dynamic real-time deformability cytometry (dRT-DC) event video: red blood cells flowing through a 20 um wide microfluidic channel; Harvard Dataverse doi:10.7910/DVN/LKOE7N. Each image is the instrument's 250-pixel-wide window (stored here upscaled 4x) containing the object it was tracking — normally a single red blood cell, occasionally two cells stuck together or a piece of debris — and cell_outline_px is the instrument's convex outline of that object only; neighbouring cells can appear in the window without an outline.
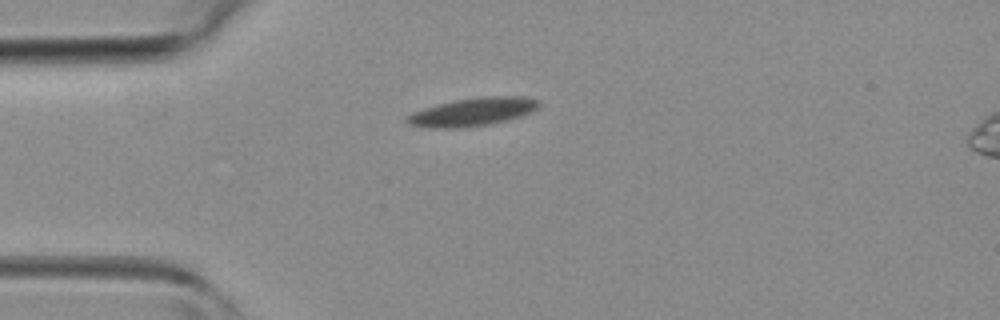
{"species": "common noctule bat (a hibernating species)", "species_latin": "Nyctalus noctula", "temperature_condition": "room temperature", "stored_images_in_passage": 37, "camera_frame_rate_fps": 3000, "um_per_image_px": 0.085, "animal": {"sex": "female", "body_mass_g": 19.3, "forearm_length_mm": 54.1}, "frame": {"image": 1, "passage_image": 1, "time_ms": 0.0, "image_size_px": [1000, 320], "cell_outline_px": [[540, 104], [532, 112], [524, 116], [508, 120], [488, 124], [460, 128], [424, 128], [408, 124], [404, 120], [404, 116], [412, 112], [424, 108], [456, 100], [484, 96], [524, 96], [540, 100]], "centroid_in_image_um": [40.17, 9.52], "position_along_channel_um": 44.8, "area_um2": 21.91}}
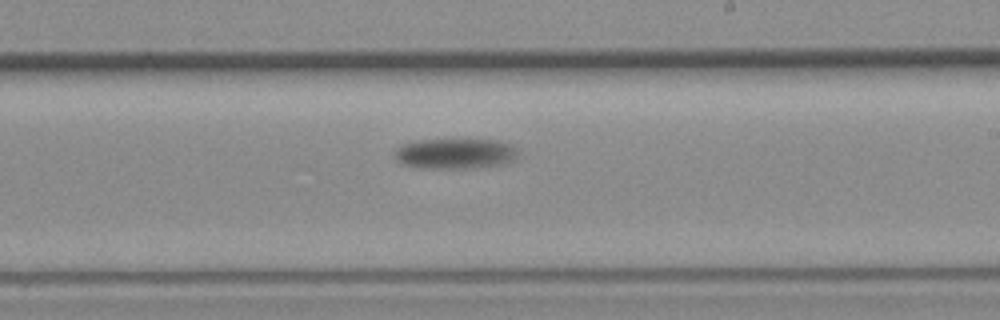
{"frame": {"image": 2, "passage_image": 17, "time_ms": 5.333, "image_size_px": [1000, 320], "cell_outline_px": [[516, 160], [504, 164], [468, 168], [416, 168], [404, 164], [396, 156], [396, 152], [404, 144], [420, 140], [496, 140], [508, 144], [516, 152]], "centroid_in_image_um": [38.72, 13.07], "position_along_channel_um": 250.3, "area_um2": 21.27}}
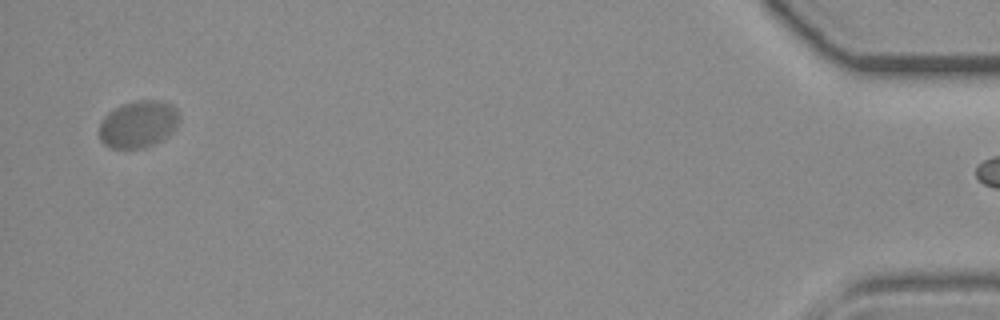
{"frame": {"image": 3, "passage_image": 36, "time_ms": 11.667, "image_size_px": [1000, 320], "cell_outline_px": [[180, 120], [176, 128], [168, 136], [144, 148], [112, 148], [104, 144], [100, 140], [100, 120], [108, 112], [124, 104], [136, 100], [160, 100], [172, 104], [176, 108], [180, 116]], "centroid_in_image_um": [11.78, 10.54], "position_along_channel_um": 423.4, "area_um2": 22.08}}